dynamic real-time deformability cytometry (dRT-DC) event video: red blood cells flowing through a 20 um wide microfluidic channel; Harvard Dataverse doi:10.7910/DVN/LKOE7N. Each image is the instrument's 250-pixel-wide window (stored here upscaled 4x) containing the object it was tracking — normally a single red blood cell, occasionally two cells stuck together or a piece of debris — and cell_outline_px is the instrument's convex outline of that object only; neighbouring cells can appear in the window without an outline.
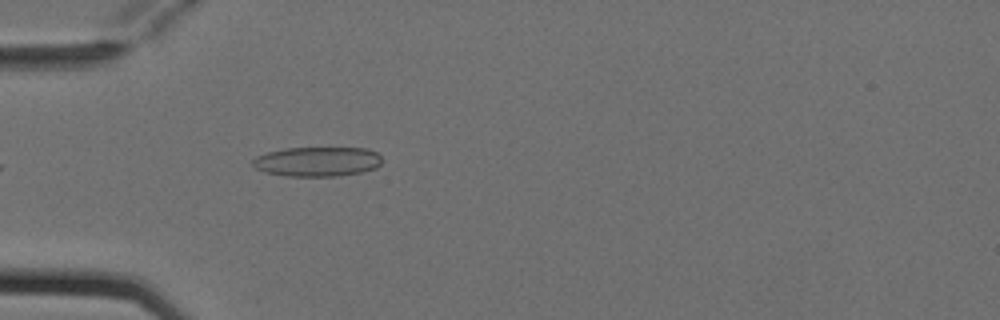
{"species": "Egyptian fruit bat (a non-hibernating species)", "species_latin": "Rousettus aegyptiacus", "temperature_condition": "cold", "stored_images_in_passage": 3, "camera_frame_rate_fps": 3000, "um_per_image_px": 0.085, "animal": {"sex": "female"}, "frame": {"image": 1, "passage_image": 3, "time_ms": 0.667, "image_size_px": [1000, 320], "cell_outline_px": [[380, 164], [376, 168], [360, 172], [336, 176], [288, 176], [264, 172], [256, 168], [252, 164], [252, 160], [256, 156], [268, 152], [288, 148], [368, 148], [376, 152], [380, 156]], "centroid_in_image_um": [26.96, 13.73], "position_along_channel_um": 58.0, "area_um2": 22.2}}